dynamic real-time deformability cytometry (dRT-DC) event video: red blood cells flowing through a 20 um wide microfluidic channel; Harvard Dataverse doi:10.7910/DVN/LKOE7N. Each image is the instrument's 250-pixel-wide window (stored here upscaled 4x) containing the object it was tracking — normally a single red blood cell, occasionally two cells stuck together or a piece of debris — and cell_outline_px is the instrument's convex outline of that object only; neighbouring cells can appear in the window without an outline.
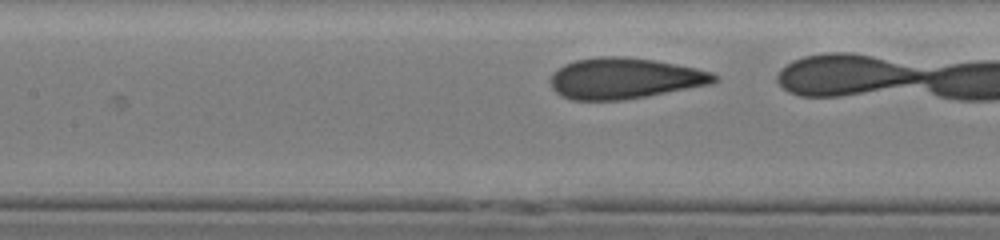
{"species": "human", "species_latin": "Homo sapiens", "temperature_condition": "cold", "stored_images_in_passage": 10, "camera_frame_rate_fps": 3000, "um_per_image_px": 0.085, "donor": {"sex": "male"}, "frame": {"image": 1, "passage_image": 6, "time_ms": 1.667, "image_size_px": [1000, 240], "cell_outline_px": [[720, 80], [712, 84], [624, 100], [572, 100], [560, 96], [552, 88], [552, 72], [556, 68], [564, 64], [576, 60], [600, 56], [628, 56], [676, 64], [696, 68], [712, 72], [720, 76]], "centroid_in_image_um": [53.11, 6.66], "position_along_channel_um": 154.3, "area_um2": 39.3}}